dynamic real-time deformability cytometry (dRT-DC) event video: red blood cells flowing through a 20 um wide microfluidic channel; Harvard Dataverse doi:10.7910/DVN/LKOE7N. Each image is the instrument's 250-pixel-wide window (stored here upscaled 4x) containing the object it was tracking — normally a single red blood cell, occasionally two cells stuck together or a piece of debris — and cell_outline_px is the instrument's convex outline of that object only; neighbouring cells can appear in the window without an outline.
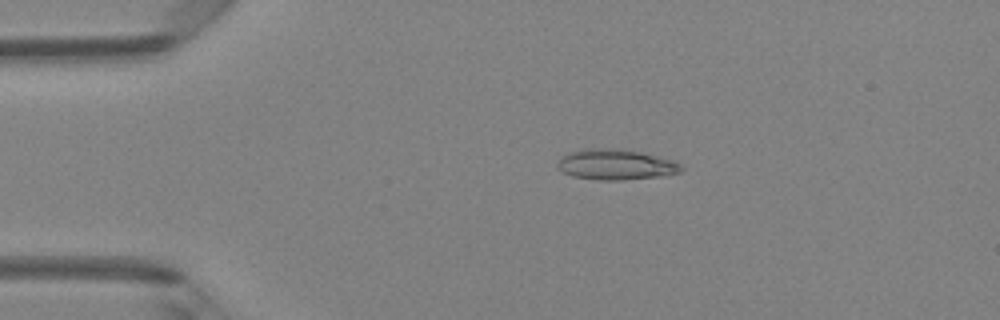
{"species": "Egyptian fruit bat (a non-hibernating species)", "species_latin": "Rousettus aegyptiacus", "temperature_condition": "room temperature", "stored_images_in_passage": 48, "camera_frame_rate_fps": 3000, "um_per_image_px": 0.085, "animal": {"sex": "female"}, "frame": {"image": 1, "passage_image": 10, "time_ms": 3.0, "image_size_px": [1000, 320], "cell_outline_px": [[684, 168], [680, 172], [664, 176], [624, 180], [600, 180], [572, 176], [564, 172], [556, 164], [560, 156], [572, 152], [592, 148], [624, 148], [644, 152], [672, 160], [680, 164]], "centroid_in_image_um": [52.38, 13.98], "position_along_channel_um": 32.6, "area_um2": 22.2}}
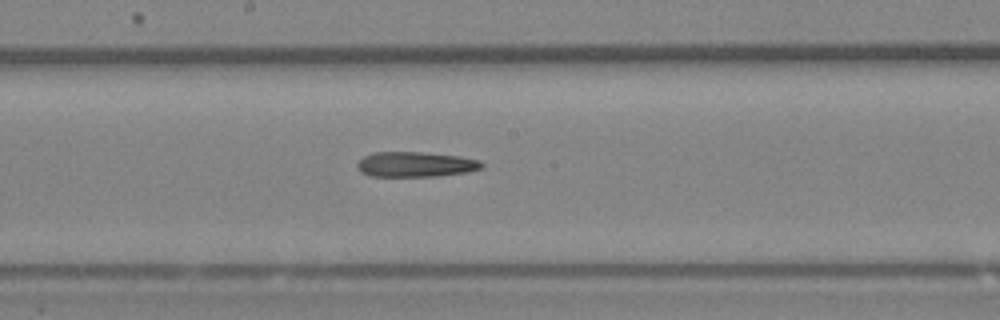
{"frame": {"image": 2, "passage_image": 26, "time_ms": 8.333, "image_size_px": [1000, 320], "cell_outline_px": [[484, 168], [468, 172], [436, 176], [368, 176], [360, 172], [356, 168], [356, 164], [364, 156], [372, 152], [420, 152], [460, 156], [480, 160], [484, 164]], "centroid_in_image_um": [35.32, 13.97], "position_along_channel_um": 212.9, "area_um2": 18.44}}
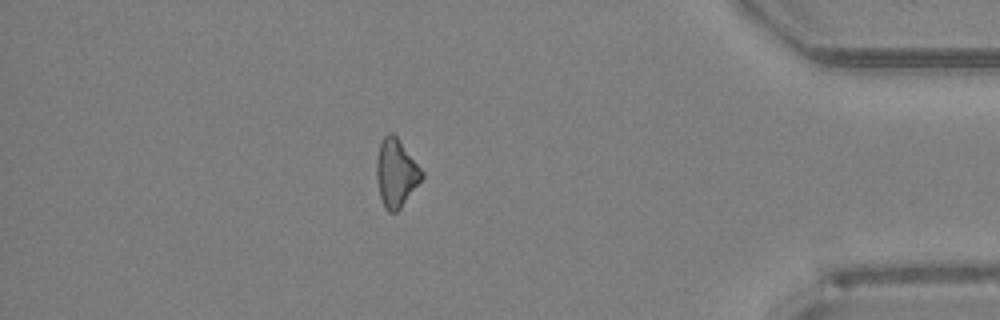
{"frame": {"image": 3, "passage_image": 42, "time_ms": 13.667, "image_size_px": [1000, 320], "cell_outline_px": [[424, 176], [400, 208], [396, 212], [388, 212], [384, 208], [380, 196], [376, 180], [376, 160], [380, 144], [384, 136], [388, 132], [392, 132], [396, 136], [424, 172]], "centroid_in_image_um": [33.65, 14.7], "position_along_channel_um": 401.6, "area_um2": 17.8}}